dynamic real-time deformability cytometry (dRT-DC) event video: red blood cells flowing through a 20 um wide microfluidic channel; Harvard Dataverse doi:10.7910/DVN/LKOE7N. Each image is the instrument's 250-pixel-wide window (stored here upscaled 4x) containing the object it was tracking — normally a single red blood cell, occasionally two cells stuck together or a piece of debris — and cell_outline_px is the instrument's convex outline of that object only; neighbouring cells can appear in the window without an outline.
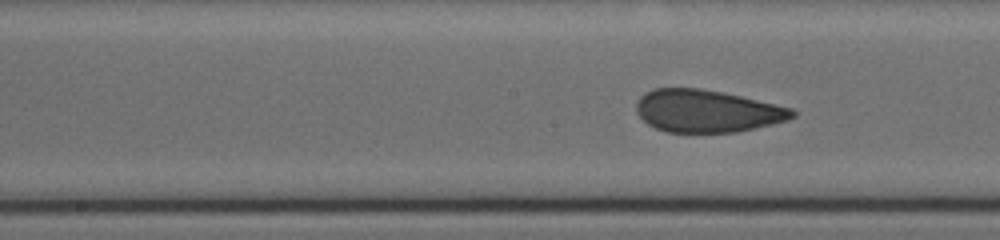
{"species": "human", "species_latin": "Homo sapiens", "temperature_condition": "cold", "stored_images_in_passage": 15, "segment_of_instrument_passage": [2, 2], "camera_frame_rate_fps": 3000, "um_per_image_px": 0.085, "donor": {"sex": "female"}, "frame": {"image": 1, "passage_image": 15, "time_ms": 7.0, "image_size_px": [1000, 240], "cell_outline_px": [[796, 116], [788, 120], [772, 124], [736, 132], [668, 132], [656, 128], [648, 124], [636, 112], [636, 104], [640, 96], [644, 92], [656, 88], [700, 88], [740, 96], [792, 108], [796, 112]], "centroid_in_image_um": [60.08, 9.44], "position_along_channel_um": 188.1, "area_um2": 38.38}}